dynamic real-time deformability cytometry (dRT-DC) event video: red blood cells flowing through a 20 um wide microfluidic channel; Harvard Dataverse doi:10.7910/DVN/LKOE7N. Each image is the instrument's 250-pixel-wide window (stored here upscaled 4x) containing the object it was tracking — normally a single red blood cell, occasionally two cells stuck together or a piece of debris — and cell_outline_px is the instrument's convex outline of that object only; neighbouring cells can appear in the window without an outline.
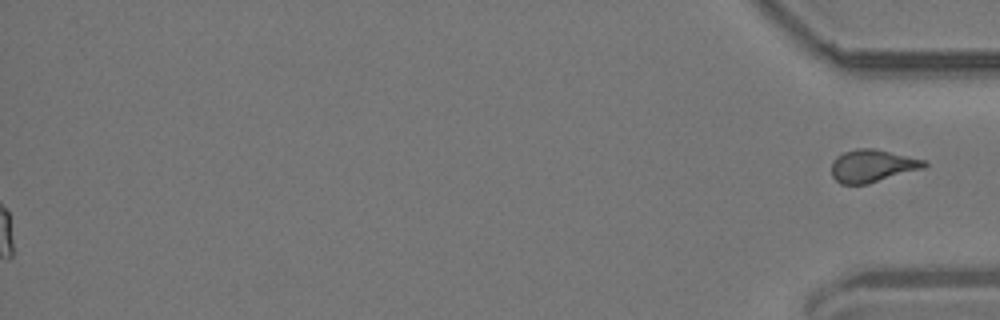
{"species": "common noctule bat (a hibernating species)", "species_latin": "Nyctalus noctula", "temperature_condition": "room temperature", "stored_images_in_passage": 56, "segment_of_instrument_passage": [2, 2], "camera_frame_rate_fps": 3000, "um_per_image_px": 0.085, "animal": {"sex": "male", "body_mass_g": 19.2, "forearm_length_mm": 51.8}, "frame": {"image": 1, "passage_image": 56, "time_ms": 18.333, "image_size_px": [1000, 320], "cell_outline_px": [[928, 164], [924, 168], [868, 184], [840, 184], [832, 176], [832, 160], [836, 156], [844, 152], [856, 148], [872, 148], [924, 160]], "centroid_in_image_um": [74.11, 14.1], "position_along_channel_um": 361.1, "area_um2": 17.51}}